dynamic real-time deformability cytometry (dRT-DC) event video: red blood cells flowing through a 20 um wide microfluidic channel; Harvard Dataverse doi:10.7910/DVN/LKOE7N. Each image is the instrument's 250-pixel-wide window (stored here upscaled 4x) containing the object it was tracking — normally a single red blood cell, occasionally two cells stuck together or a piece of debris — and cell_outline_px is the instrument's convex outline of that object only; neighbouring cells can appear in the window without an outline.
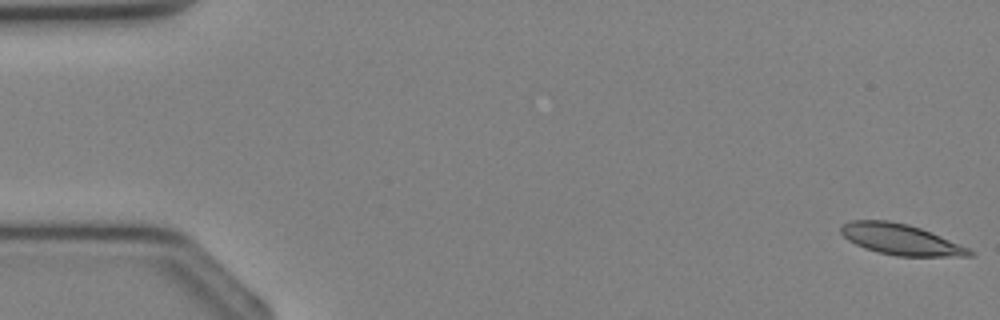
{"species": "Egyptian fruit bat (a non-hibernating species)", "species_latin": "Rousettus aegyptiacus", "temperature_condition": "cold", "stored_images_in_passage": 36, "camera_frame_rate_fps": 3000, "um_per_image_px": 0.085, "animal": {"sex": "female"}, "frame": {"image": 1, "passage_image": 1, "time_ms": 0.0, "image_size_px": [1000, 320], "cell_outline_px": [[976, 252], [972, 256], [896, 256], [876, 252], [864, 248], [848, 240], [840, 232], [840, 224], [852, 220], [888, 220], [908, 224], [932, 232], [968, 248]], "centroid_in_image_um": [76.53, 20.35], "position_along_channel_um": 8.5, "area_um2": 23.18}}
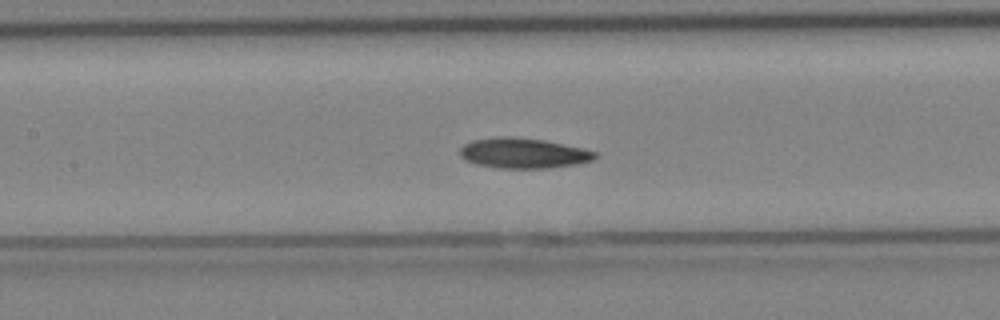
{"frame": {"image": 2, "passage_image": 17, "time_ms": 5.333, "image_size_px": [1000, 320], "cell_outline_px": [[600, 156], [592, 160], [576, 164], [548, 168], [500, 168], [476, 164], [460, 156], [460, 148], [464, 144], [472, 140], [496, 136], [512, 136], [544, 140], [580, 148], [596, 152]], "centroid_in_image_um": [44.47, 13.01], "position_along_channel_um": 162.9, "area_um2": 23.76}}
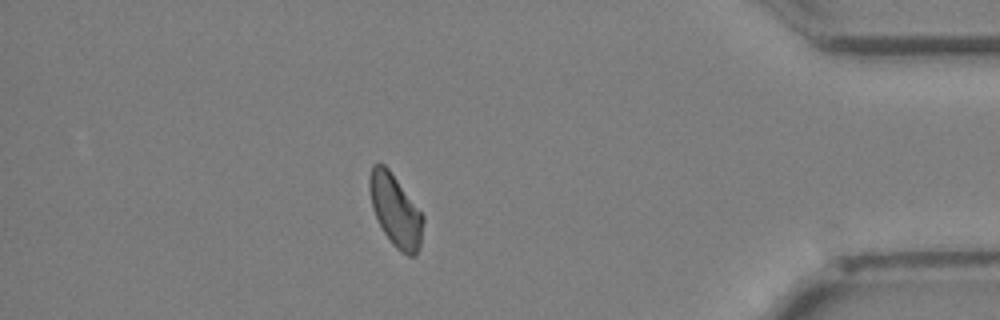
{"frame": {"image": 3, "passage_image": 32, "time_ms": 10.333, "image_size_px": [1000, 320], "cell_outline_px": [[424, 220], [420, 244], [416, 256], [408, 256], [396, 248], [392, 244], [384, 232], [372, 208], [368, 188], [368, 180], [372, 164], [384, 164], [388, 168], [424, 216]], "centroid_in_image_um": [33.6, 17.89], "position_along_channel_um": 401.6, "area_um2": 22.31}}